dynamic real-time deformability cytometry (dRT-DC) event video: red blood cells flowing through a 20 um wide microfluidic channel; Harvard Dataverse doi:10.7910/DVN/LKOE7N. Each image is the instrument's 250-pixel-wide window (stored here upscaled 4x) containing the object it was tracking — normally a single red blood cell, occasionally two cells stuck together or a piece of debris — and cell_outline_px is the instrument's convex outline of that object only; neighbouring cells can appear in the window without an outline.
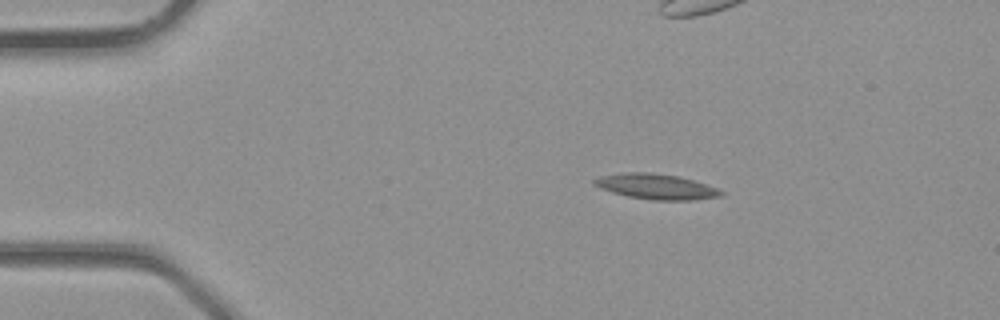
{"species": "common noctule bat (a hibernating species)", "species_latin": "Nyctalus noctula", "temperature_condition": "room temperature", "stored_images_in_passage": 3, "camera_frame_rate_fps": 3000, "um_per_image_px": 0.085, "animal": {"sex": "male", "body_mass_g": 23.1, "forearm_length_mm": 52.7}, "frame": {"image": 1, "passage_image": 1, "time_ms": 0.0, "image_size_px": [1000, 320], "cell_outline_px": [[724, 196], [696, 200], [652, 200], [628, 196], [612, 192], [600, 188], [592, 184], [592, 180], [600, 176], [624, 172], [648, 172], [680, 176], [716, 188], [724, 192]], "centroid_in_image_um": [55.76, 15.86], "position_along_channel_um": 29.2, "area_um2": 18.79}}